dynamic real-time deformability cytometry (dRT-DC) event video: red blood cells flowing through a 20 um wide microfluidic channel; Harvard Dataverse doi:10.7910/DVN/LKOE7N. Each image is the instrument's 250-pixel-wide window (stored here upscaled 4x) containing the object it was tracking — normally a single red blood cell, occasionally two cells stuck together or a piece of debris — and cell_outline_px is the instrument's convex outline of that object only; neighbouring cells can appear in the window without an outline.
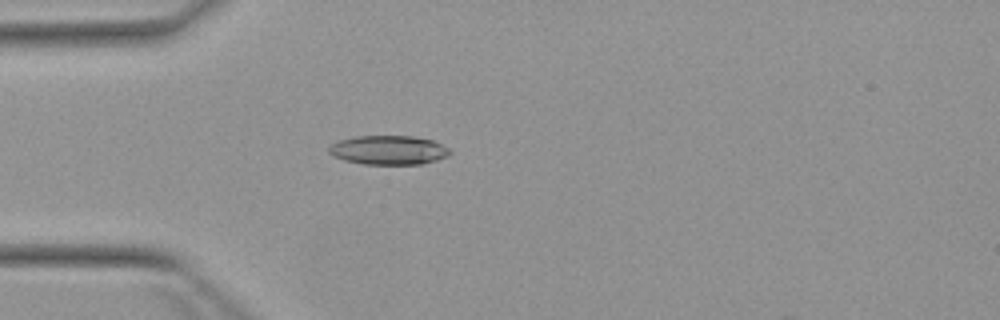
{"species": "Egyptian fruit bat (a non-hibernating species)", "species_latin": "Rousettus aegyptiacus", "temperature_condition": "warm", "stored_images_in_passage": 3, "camera_frame_rate_fps": 3000, "um_per_image_px": 0.085, "animal": {"sex": "female"}, "frame": {"image": 1, "passage_image": 3, "time_ms": 2.333, "image_size_px": [1000, 320], "cell_outline_px": [[452, 152], [448, 156], [436, 160], [420, 164], [364, 164], [344, 160], [332, 156], [328, 152], [328, 148], [332, 144], [340, 140], [356, 136], [412, 136], [432, 140], [448, 148]], "centroid_in_image_um": [33.01, 12.76], "position_along_channel_um": 52.0, "area_um2": 20.46}}